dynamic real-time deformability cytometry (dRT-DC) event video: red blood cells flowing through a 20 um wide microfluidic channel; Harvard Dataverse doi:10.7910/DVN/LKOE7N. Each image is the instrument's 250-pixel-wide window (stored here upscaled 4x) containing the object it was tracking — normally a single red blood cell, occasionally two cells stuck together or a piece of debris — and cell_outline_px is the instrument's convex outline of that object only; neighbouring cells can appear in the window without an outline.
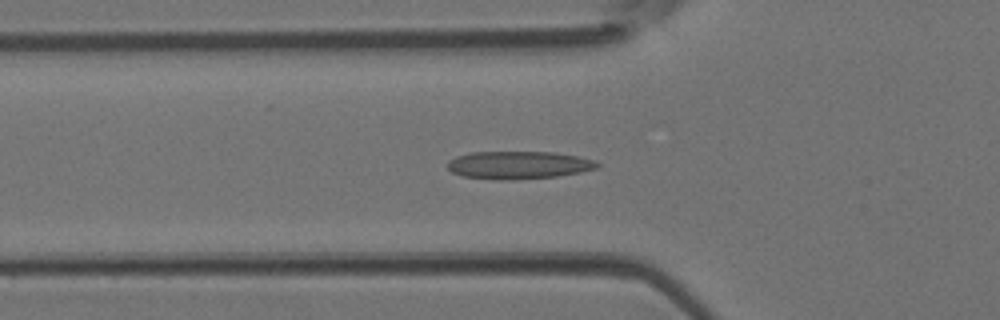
{"species": "Egyptian fruit bat (a non-hibernating species)", "species_latin": "Rousettus aegyptiacus", "temperature_condition": "room temperature", "stored_images_in_passage": 40, "camera_frame_rate_fps": 3000, "um_per_image_px": 0.085, "animal": {"sex": "female"}, "frame": {"image": 1, "passage_image": 15, "time_ms": 4.667, "image_size_px": [1000, 320], "cell_outline_px": [[600, 164], [596, 168], [580, 172], [556, 176], [508, 180], [500, 180], [460, 176], [452, 172], [448, 168], [448, 160], [456, 156], [472, 152], [552, 152], [576, 156], [592, 160]], "centroid_in_image_um": [44.02, 14.03], "position_along_channel_um": 81.8, "area_um2": 24.04}}
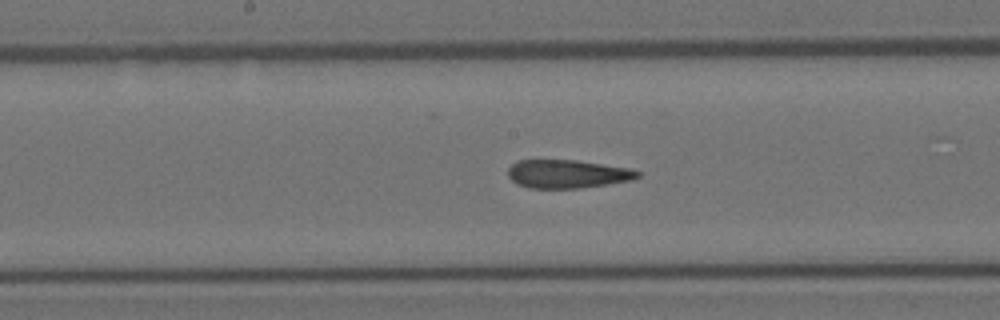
{"frame": {"image": 2, "passage_image": 23, "time_ms": 7.333, "image_size_px": [1000, 320], "cell_outline_px": [[640, 176], [632, 180], [576, 188], [528, 188], [516, 184], [508, 176], [508, 168], [512, 164], [520, 160], [576, 160], [628, 168], [640, 172]], "centroid_in_image_um": [48.19, 14.78], "position_along_channel_um": 200.0, "area_um2": 21.21}}
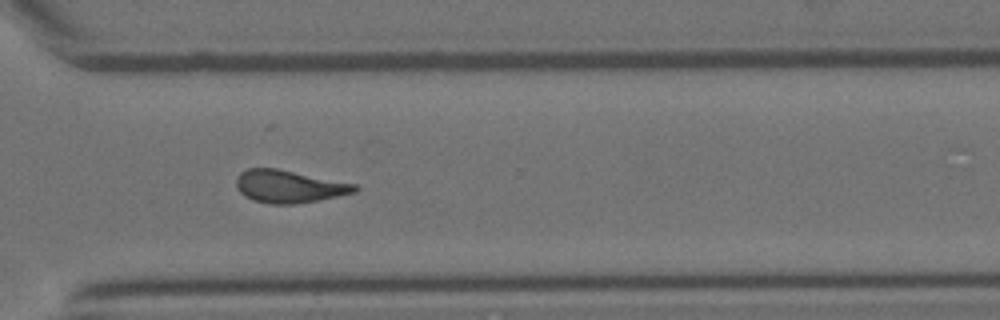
{"frame": {"image": 3, "passage_image": 33, "time_ms": 10.667, "image_size_px": [1000, 320], "cell_outline_px": [[360, 188], [356, 192], [296, 204], [268, 204], [252, 200], [244, 196], [236, 188], [236, 176], [240, 172], [248, 168], [276, 168], [356, 184]], "centroid_in_image_um": [24.52, 15.85], "position_along_channel_um": 346.1, "area_um2": 22.54}}